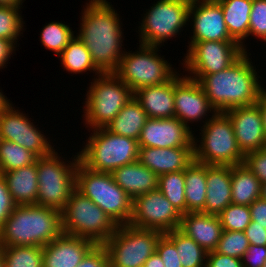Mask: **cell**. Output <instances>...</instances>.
I'll return each mask as SVG.
<instances>
[{
	"label": "cell",
	"instance_id": "obj_1",
	"mask_svg": "<svg viewBox=\"0 0 266 267\" xmlns=\"http://www.w3.org/2000/svg\"><path fill=\"white\" fill-rule=\"evenodd\" d=\"M87 1L81 10L76 36L85 44L102 73H114L126 51L122 20L107 0Z\"/></svg>",
	"mask_w": 266,
	"mask_h": 267
},
{
	"label": "cell",
	"instance_id": "obj_2",
	"mask_svg": "<svg viewBox=\"0 0 266 267\" xmlns=\"http://www.w3.org/2000/svg\"><path fill=\"white\" fill-rule=\"evenodd\" d=\"M250 55L244 52L232 65L217 73L185 76L200 83L216 112L256 104L265 87Z\"/></svg>",
	"mask_w": 266,
	"mask_h": 267
},
{
	"label": "cell",
	"instance_id": "obj_3",
	"mask_svg": "<svg viewBox=\"0 0 266 267\" xmlns=\"http://www.w3.org/2000/svg\"><path fill=\"white\" fill-rule=\"evenodd\" d=\"M62 233L59 210L36 204L17 205L0 228V247H44Z\"/></svg>",
	"mask_w": 266,
	"mask_h": 267
},
{
	"label": "cell",
	"instance_id": "obj_4",
	"mask_svg": "<svg viewBox=\"0 0 266 267\" xmlns=\"http://www.w3.org/2000/svg\"><path fill=\"white\" fill-rule=\"evenodd\" d=\"M90 135L78 152L79 162L95 172L112 173L138 160V140L111 133L105 127L89 130Z\"/></svg>",
	"mask_w": 266,
	"mask_h": 267
},
{
	"label": "cell",
	"instance_id": "obj_5",
	"mask_svg": "<svg viewBox=\"0 0 266 267\" xmlns=\"http://www.w3.org/2000/svg\"><path fill=\"white\" fill-rule=\"evenodd\" d=\"M194 133V161L206 165L234 166L244 162L232 123L224 112H217Z\"/></svg>",
	"mask_w": 266,
	"mask_h": 267
},
{
	"label": "cell",
	"instance_id": "obj_6",
	"mask_svg": "<svg viewBox=\"0 0 266 267\" xmlns=\"http://www.w3.org/2000/svg\"><path fill=\"white\" fill-rule=\"evenodd\" d=\"M89 85L81 116L88 130L106 127L134 96L115 73L94 75Z\"/></svg>",
	"mask_w": 266,
	"mask_h": 267
},
{
	"label": "cell",
	"instance_id": "obj_7",
	"mask_svg": "<svg viewBox=\"0 0 266 267\" xmlns=\"http://www.w3.org/2000/svg\"><path fill=\"white\" fill-rule=\"evenodd\" d=\"M69 159L72 161L65 159L63 155L60 156L56 150L48 156L36 159L38 177L36 205L53 208L60 212L64 209L68 199L76 190L78 152Z\"/></svg>",
	"mask_w": 266,
	"mask_h": 267
},
{
	"label": "cell",
	"instance_id": "obj_8",
	"mask_svg": "<svg viewBox=\"0 0 266 267\" xmlns=\"http://www.w3.org/2000/svg\"><path fill=\"white\" fill-rule=\"evenodd\" d=\"M76 190L90 198L117 225L129 223L133 200L115 183L111 173L92 171L79 162L76 169Z\"/></svg>",
	"mask_w": 266,
	"mask_h": 267
},
{
	"label": "cell",
	"instance_id": "obj_9",
	"mask_svg": "<svg viewBox=\"0 0 266 267\" xmlns=\"http://www.w3.org/2000/svg\"><path fill=\"white\" fill-rule=\"evenodd\" d=\"M62 231L103 245L118 225L90 198L75 190L61 211Z\"/></svg>",
	"mask_w": 266,
	"mask_h": 267
},
{
	"label": "cell",
	"instance_id": "obj_10",
	"mask_svg": "<svg viewBox=\"0 0 266 267\" xmlns=\"http://www.w3.org/2000/svg\"><path fill=\"white\" fill-rule=\"evenodd\" d=\"M135 52L125 51L114 72L132 91L168 82L178 69L160 53L159 46L139 43ZM171 64V65H170Z\"/></svg>",
	"mask_w": 266,
	"mask_h": 267
},
{
	"label": "cell",
	"instance_id": "obj_11",
	"mask_svg": "<svg viewBox=\"0 0 266 267\" xmlns=\"http://www.w3.org/2000/svg\"><path fill=\"white\" fill-rule=\"evenodd\" d=\"M191 0H157L143 13L138 26L139 43L163 47L189 25L188 13ZM141 24V25H140Z\"/></svg>",
	"mask_w": 266,
	"mask_h": 267
},
{
	"label": "cell",
	"instance_id": "obj_12",
	"mask_svg": "<svg viewBox=\"0 0 266 267\" xmlns=\"http://www.w3.org/2000/svg\"><path fill=\"white\" fill-rule=\"evenodd\" d=\"M162 235L157 230L118 225L114 234L103 244L110 267H144L148 258L156 252Z\"/></svg>",
	"mask_w": 266,
	"mask_h": 267
},
{
	"label": "cell",
	"instance_id": "obj_13",
	"mask_svg": "<svg viewBox=\"0 0 266 267\" xmlns=\"http://www.w3.org/2000/svg\"><path fill=\"white\" fill-rule=\"evenodd\" d=\"M183 74L210 75L232 65L245 51L236 41L188 42ZM185 68V69H184Z\"/></svg>",
	"mask_w": 266,
	"mask_h": 267
},
{
	"label": "cell",
	"instance_id": "obj_14",
	"mask_svg": "<svg viewBox=\"0 0 266 267\" xmlns=\"http://www.w3.org/2000/svg\"><path fill=\"white\" fill-rule=\"evenodd\" d=\"M182 214L157 188L133 200L129 225L163 234L179 229Z\"/></svg>",
	"mask_w": 266,
	"mask_h": 267
},
{
	"label": "cell",
	"instance_id": "obj_15",
	"mask_svg": "<svg viewBox=\"0 0 266 267\" xmlns=\"http://www.w3.org/2000/svg\"><path fill=\"white\" fill-rule=\"evenodd\" d=\"M11 103L0 114V140H7L26 148L37 157L50 155L54 144L41 128L37 127L29 115L15 108ZM32 121V122H31ZM47 136V137H46ZM53 144V146H52Z\"/></svg>",
	"mask_w": 266,
	"mask_h": 267
},
{
	"label": "cell",
	"instance_id": "obj_16",
	"mask_svg": "<svg viewBox=\"0 0 266 267\" xmlns=\"http://www.w3.org/2000/svg\"><path fill=\"white\" fill-rule=\"evenodd\" d=\"M179 72L174 75L175 117L188 128L196 122H200L201 127L217 112L200 83Z\"/></svg>",
	"mask_w": 266,
	"mask_h": 267
},
{
	"label": "cell",
	"instance_id": "obj_17",
	"mask_svg": "<svg viewBox=\"0 0 266 267\" xmlns=\"http://www.w3.org/2000/svg\"><path fill=\"white\" fill-rule=\"evenodd\" d=\"M189 22L193 31L189 42L235 41L228 32L223 10L216 0H191Z\"/></svg>",
	"mask_w": 266,
	"mask_h": 267
},
{
	"label": "cell",
	"instance_id": "obj_18",
	"mask_svg": "<svg viewBox=\"0 0 266 267\" xmlns=\"http://www.w3.org/2000/svg\"><path fill=\"white\" fill-rule=\"evenodd\" d=\"M178 118L148 119L141 130L139 147H193L194 131Z\"/></svg>",
	"mask_w": 266,
	"mask_h": 267
},
{
	"label": "cell",
	"instance_id": "obj_19",
	"mask_svg": "<svg viewBox=\"0 0 266 267\" xmlns=\"http://www.w3.org/2000/svg\"><path fill=\"white\" fill-rule=\"evenodd\" d=\"M224 113L232 123L238 147L244 155L266 148L263 119L257 104L233 108Z\"/></svg>",
	"mask_w": 266,
	"mask_h": 267
},
{
	"label": "cell",
	"instance_id": "obj_20",
	"mask_svg": "<svg viewBox=\"0 0 266 267\" xmlns=\"http://www.w3.org/2000/svg\"><path fill=\"white\" fill-rule=\"evenodd\" d=\"M96 244L62 233L43 247V267H76Z\"/></svg>",
	"mask_w": 266,
	"mask_h": 267
},
{
	"label": "cell",
	"instance_id": "obj_21",
	"mask_svg": "<svg viewBox=\"0 0 266 267\" xmlns=\"http://www.w3.org/2000/svg\"><path fill=\"white\" fill-rule=\"evenodd\" d=\"M138 161L157 176L184 171L194 161L193 147H139Z\"/></svg>",
	"mask_w": 266,
	"mask_h": 267
},
{
	"label": "cell",
	"instance_id": "obj_22",
	"mask_svg": "<svg viewBox=\"0 0 266 267\" xmlns=\"http://www.w3.org/2000/svg\"><path fill=\"white\" fill-rule=\"evenodd\" d=\"M179 230L196 241L206 252L214 251L223 231L218 215L202 212L182 214Z\"/></svg>",
	"mask_w": 266,
	"mask_h": 267
},
{
	"label": "cell",
	"instance_id": "obj_23",
	"mask_svg": "<svg viewBox=\"0 0 266 267\" xmlns=\"http://www.w3.org/2000/svg\"><path fill=\"white\" fill-rule=\"evenodd\" d=\"M206 202L202 213L219 215L232 203L231 166L206 165Z\"/></svg>",
	"mask_w": 266,
	"mask_h": 267
},
{
	"label": "cell",
	"instance_id": "obj_24",
	"mask_svg": "<svg viewBox=\"0 0 266 267\" xmlns=\"http://www.w3.org/2000/svg\"><path fill=\"white\" fill-rule=\"evenodd\" d=\"M134 97L150 119L175 117L174 76L161 85L137 90Z\"/></svg>",
	"mask_w": 266,
	"mask_h": 267
},
{
	"label": "cell",
	"instance_id": "obj_25",
	"mask_svg": "<svg viewBox=\"0 0 266 267\" xmlns=\"http://www.w3.org/2000/svg\"><path fill=\"white\" fill-rule=\"evenodd\" d=\"M115 183L134 200L136 197L157 189L158 176L138 160L121 166L112 173Z\"/></svg>",
	"mask_w": 266,
	"mask_h": 267
},
{
	"label": "cell",
	"instance_id": "obj_26",
	"mask_svg": "<svg viewBox=\"0 0 266 267\" xmlns=\"http://www.w3.org/2000/svg\"><path fill=\"white\" fill-rule=\"evenodd\" d=\"M16 205L36 204L38 195L37 163L2 173Z\"/></svg>",
	"mask_w": 266,
	"mask_h": 267
},
{
	"label": "cell",
	"instance_id": "obj_27",
	"mask_svg": "<svg viewBox=\"0 0 266 267\" xmlns=\"http://www.w3.org/2000/svg\"><path fill=\"white\" fill-rule=\"evenodd\" d=\"M223 10L224 22L230 36L245 52L249 34V16L253 0H216ZM246 39V40H245Z\"/></svg>",
	"mask_w": 266,
	"mask_h": 267
},
{
	"label": "cell",
	"instance_id": "obj_28",
	"mask_svg": "<svg viewBox=\"0 0 266 267\" xmlns=\"http://www.w3.org/2000/svg\"><path fill=\"white\" fill-rule=\"evenodd\" d=\"M148 119L147 113L133 96L105 128L113 134L138 140Z\"/></svg>",
	"mask_w": 266,
	"mask_h": 267
},
{
	"label": "cell",
	"instance_id": "obj_29",
	"mask_svg": "<svg viewBox=\"0 0 266 267\" xmlns=\"http://www.w3.org/2000/svg\"><path fill=\"white\" fill-rule=\"evenodd\" d=\"M262 184L258 178L242 163L231 166L232 203L250 206L261 197Z\"/></svg>",
	"mask_w": 266,
	"mask_h": 267
},
{
	"label": "cell",
	"instance_id": "obj_30",
	"mask_svg": "<svg viewBox=\"0 0 266 267\" xmlns=\"http://www.w3.org/2000/svg\"><path fill=\"white\" fill-rule=\"evenodd\" d=\"M206 164L196 161L185 169L186 213L201 212L206 202Z\"/></svg>",
	"mask_w": 266,
	"mask_h": 267
},
{
	"label": "cell",
	"instance_id": "obj_31",
	"mask_svg": "<svg viewBox=\"0 0 266 267\" xmlns=\"http://www.w3.org/2000/svg\"><path fill=\"white\" fill-rule=\"evenodd\" d=\"M57 58L60 59L64 71L71 74H83L87 71L96 76L102 74L93 63L89 50L76 35Z\"/></svg>",
	"mask_w": 266,
	"mask_h": 267
},
{
	"label": "cell",
	"instance_id": "obj_32",
	"mask_svg": "<svg viewBox=\"0 0 266 267\" xmlns=\"http://www.w3.org/2000/svg\"><path fill=\"white\" fill-rule=\"evenodd\" d=\"M176 247L182 267H205L207 253L196 241L179 229L164 234Z\"/></svg>",
	"mask_w": 266,
	"mask_h": 267
},
{
	"label": "cell",
	"instance_id": "obj_33",
	"mask_svg": "<svg viewBox=\"0 0 266 267\" xmlns=\"http://www.w3.org/2000/svg\"><path fill=\"white\" fill-rule=\"evenodd\" d=\"M157 188L181 213H186L185 170L158 176Z\"/></svg>",
	"mask_w": 266,
	"mask_h": 267
},
{
	"label": "cell",
	"instance_id": "obj_34",
	"mask_svg": "<svg viewBox=\"0 0 266 267\" xmlns=\"http://www.w3.org/2000/svg\"><path fill=\"white\" fill-rule=\"evenodd\" d=\"M3 267H43V247L6 246L1 247Z\"/></svg>",
	"mask_w": 266,
	"mask_h": 267
},
{
	"label": "cell",
	"instance_id": "obj_35",
	"mask_svg": "<svg viewBox=\"0 0 266 267\" xmlns=\"http://www.w3.org/2000/svg\"><path fill=\"white\" fill-rule=\"evenodd\" d=\"M75 31L62 21L46 23L40 31V42L45 49L54 52L58 57L76 35Z\"/></svg>",
	"mask_w": 266,
	"mask_h": 267
},
{
	"label": "cell",
	"instance_id": "obj_36",
	"mask_svg": "<svg viewBox=\"0 0 266 267\" xmlns=\"http://www.w3.org/2000/svg\"><path fill=\"white\" fill-rule=\"evenodd\" d=\"M37 158L33 152L17 143L0 140V174L29 166L35 163Z\"/></svg>",
	"mask_w": 266,
	"mask_h": 267
},
{
	"label": "cell",
	"instance_id": "obj_37",
	"mask_svg": "<svg viewBox=\"0 0 266 267\" xmlns=\"http://www.w3.org/2000/svg\"><path fill=\"white\" fill-rule=\"evenodd\" d=\"M22 6L3 7L0 6V38L8 39L16 45L19 42L21 34L24 29V18L21 12ZM23 31V32H21Z\"/></svg>",
	"mask_w": 266,
	"mask_h": 267
},
{
	"label": "cell",
	"instance_id": "obj_38",
	"mask_svg": "<svg viewBox=\"0 0 266 267\" xmlns=\"http://www.w3.org/2000/svg\"><path fill=\"white\" fill-rule=\"evenodd\" d=\"M249 241L244 231L223 230L215 252L241 259L249 248Z\"/></svg>",
	"mask_w": 266,
	"mask_h": 267
},
{
	"label": "cell",
	"instance_id": "obj_39",
	"mask_svg": "<svg viewBox=\"0 0 266 267\" xmlns=\"http://www.w3.org/2000/svg\"><path fill=\"white\" fill-rule=\"evenodd\" d=\"M223 230L244 231L250 224L251 213L249 206L231 203L218 215Z\"/></svg>",
	"mask_w": 266,
	"mask_h": 267
},
{
	"label": "cell",
	"instance_id": "obj_40",
	"mask_svg": "<svg viewBox=\"0 0 266 267\" xmlns=\"http://www.w3.org/2000/svg\"><path fill=\"white\" fill-rule=\"evenodd\" d=\"M249 36L266 44V0H253L249 16Z\"/></svg>",
	"mask_w": 266,
	"mask_h": 267
},
{
	"label": "cell",
	"instance_id": "obj_41",
	"mask_svg": "<svg viewBox=\"0 0 266 267\" xmlns=\"http://www.w3.org/2000/svg\"><path fill=\"white\" fill-rule=\"evenodd\" d=\"M243 163L261 184L266 183V148L245 154Z\"/></svg>",
	"mask_w": 266,
	"mask_h": 267
},
{
	"label": "cell",
	"instance_id": "obj_42",
	"mask_svg": "<svg viewBox=\"0 0 266 267\" xmlns=\"http://www.w3.org/2000/svg\"><path fill=\"white\" fill-rule=\"evenodd\" d=\"M156 252L161 257L164 267H182L175 245L164 234L158 240Z\"/></svg>",
	"mask_w": 266,
	"mask_h": 267
},
{
	"label": "cell",
	"instance_id": "obj_43",
	"mask_svg": "<svg viewBox=\"0 0 266 267\" xmlns=\"http://www.w3.org/2000/svg\"><path fill=\"white\" fill-rule=\"evenodd\" d=\"M76 267H110L105 247L95 245Z\"/></svg>",
	"mask_w": 266,
	"mask_h": 267
},
{
	"label": "cell",
	"instance_id": "obj_44",
	"mask_svg": "<svg viewBox=\"0 0 266 267\" xmlns=\"http://www.w3.org/2000/svg\"><path fill=\"white\" fill-rule=\"evenodd\" d=\"M16 206L17 205L13 201L12 195L8 190L6 181L2 174H0V228L9 218Z\"/></svg>",
	"mask_w": 266,
	"mask_h": 267
},
{
	"label": "cell",
	"instance_id": "obj_45",
	"mask_svg": "<svg viewBox=\"0 0 266 267\" xmlns=\"http://www.w3.org/2000/svg\"><path fill=\"white\" fill-rule=\"evenodd\" d=\"M241 262L243 267H263L266 262V246L250 245Z\"/></svg>",
	"mask_w": 266,
	"mask_h": 267
},
{
	"label": "cell",
	"instance_id": "obj_46",
	"mask_svg": "<svg viewBox=\"0 0 266 267\" xmlns=\"http://www.w3.org/2000/svg\"><path fill=\"white\" fill-rule=\"evenodd\" d=\"M205 267H243V264L241 259L211 251L207 253Z\"/></svg>",
	"mask_w": 266,
	"mask_h": 267
},
{
	"label": "cell",
	"instance_id": "obj_47",
	"mask_svg": "<svg viewBox=\"0 0 266 267\" xmlns=\"http://www.w3.org/2000/svg\"><path fill=\"white\" fill-rule=\"evenodd\" d=\"M244 233L250 245L266 246V228L264 226L257 225V222L251 221Z\"/></svg>",
	"mask_w": 266,
	"mask_h": 267
},
{
	"label": "cell",
	"instance_id": "obj_48",
	"mask_svg": "<svg viewBox=\"0 0 266 267\" xmlns=\"http://www.w3.org/2000/svg\"><path fill=\"white\" fill-rule=\"evenodd\" d=\"M251 220L266 228V199L260 197L249 206Z\"/></svg>",
	"mask_w": 266,
	"mask_h": 267
},
{
	"label": "cell",
	"instance_id": "obj_49",
	"mask_svg": "<svg viewBox=\"0 0 266 267\" xmlns=\"http://www.w3.org/2000/svg\"><path fill=\"white\" fill-rule=\"evenodd\" d=\"M17 45L8 39L0 38V70L7 67L6 65L9 62V59H11V56L15 54Z\"/></svg>",
	"mask_w": 266,
	"mask_h": 267
},
{
	"label": "cell",
	"instance_id": "obj_50",
	"mask_svg": "<svg viewBox=\"0 0 266 267\" xmlns=\"http://www.w3.org/2000/svg\"><path fill=\"white\" fill-rule=\"evenodd\" d=\"M261 111L262 119H263V129L266 137V88L263 89L256 103Z\"/></svg>",
	"mask_w": 266,
	"mask_h": 267
},
{
	"label": "cell",
	"instance_id": "obj_51",
	"mask_svg": "<svg viewBox=\"0 0 266 267\" xmlns=\"http://www.w3.org/2000/svg\"><path fill=\"white\" fill-rule=\"evenodd\" d=\"M144 267H164V263L159 254L155 252L145 262Z\"/></svg>",
	"mask_w": 266,
	"mask_h": 267
},
{
	"label": "cell",
	"instance_id": "obj_52",
	"mask_svg": "<svg viewBox=\"0 0 266 267\" xmlns=\"http://www.w3.org/2000/svg\"><path fill=\"white\" fill-rule=\"evenodd\" d=\"M12 101L3 94L2 89H0V114L11 104Z\"/></svg>",
	"mask_w": 266,
	"mask_h": 267
},
{
	"label": "cell",
	"instance_id": "obj_53",
	"mask_svg": "<svg viewBox=\"0 0 266 267\" xmlns=\"http://www.w3.org/2000/svg\"><path fill=\"white\" fill-rule=\"evenodd\" d=\"M26 0H0V6L3 7H14V6H22L23 2Z\"/></svg>",
	"mask_w": 266,
	"mask_h": 267
},
{
	"label": "cell",
	"instance_id": "obj_54",
	"mask_svg": "<svg viewBox=\"0 0 266 267\" xmlns=\"http://www.w3.org/2000/svg\"><path fill=\"white\" fill-rule=\"evenodd\" d=\"M261 197L266 199V183L262 184V188H261Z\"/></svg>",
	"mask_w": 266,
	"mask_h": 267
},
{
	"label": "cell",
	"instance_id": "obj_55",
	"mask_svg": "<svg viewBox=\"0 0 266 267\" xmlns=\"http://www.w3.org/2000/svg\"><path fill=\"white\" fill-rule=\"evenodd\" d=\"M0 267H3V254H2V248L0 247Z\"/></svg>",
	"mask_w": 266,
	"mask_h": 267
}]
</instances>
